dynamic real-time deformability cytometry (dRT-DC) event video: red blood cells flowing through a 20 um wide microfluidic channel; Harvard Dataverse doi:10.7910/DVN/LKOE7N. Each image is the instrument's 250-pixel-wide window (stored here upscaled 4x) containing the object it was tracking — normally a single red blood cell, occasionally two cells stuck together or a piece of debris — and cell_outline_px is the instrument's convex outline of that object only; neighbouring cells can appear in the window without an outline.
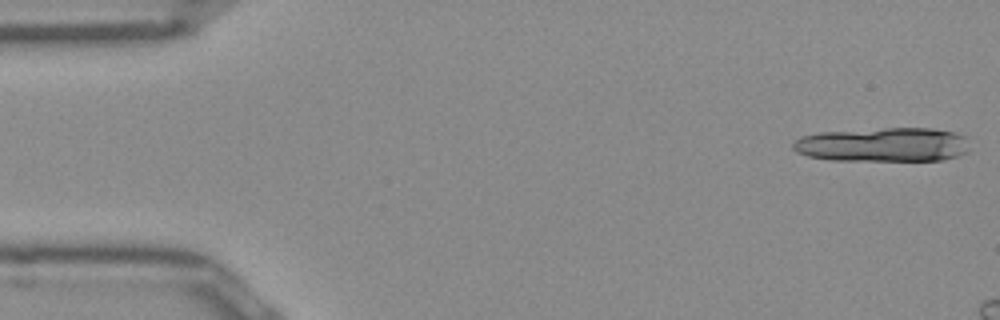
{"species": "Egyptian fruit bat (a non-hibernating species)", "species_latin": "Rousettus aegyptiacus", "temperature_condition": "room temperature", "stored_images_in_passage": 8, "camera_frame_rate_fps": 3000, "um_per_image_px": 0.085, "frame": {"image": 1, "passage_image": 1, "time_ms": 0.0, "image_size_px": [1000, 320], "cell_outline_px": [[968, 152], [944, 160], [832, 160], [808, 156], [796, 152], [792, 148], [792, 144], [800, 136], [820, 132], [884, 128], [932, 128], [956, 132], [964, 136]], "centroid_in_image_um": [75.03, 12.29], "position_along_channel_um": 10.0, "area_um2": 35.2}}